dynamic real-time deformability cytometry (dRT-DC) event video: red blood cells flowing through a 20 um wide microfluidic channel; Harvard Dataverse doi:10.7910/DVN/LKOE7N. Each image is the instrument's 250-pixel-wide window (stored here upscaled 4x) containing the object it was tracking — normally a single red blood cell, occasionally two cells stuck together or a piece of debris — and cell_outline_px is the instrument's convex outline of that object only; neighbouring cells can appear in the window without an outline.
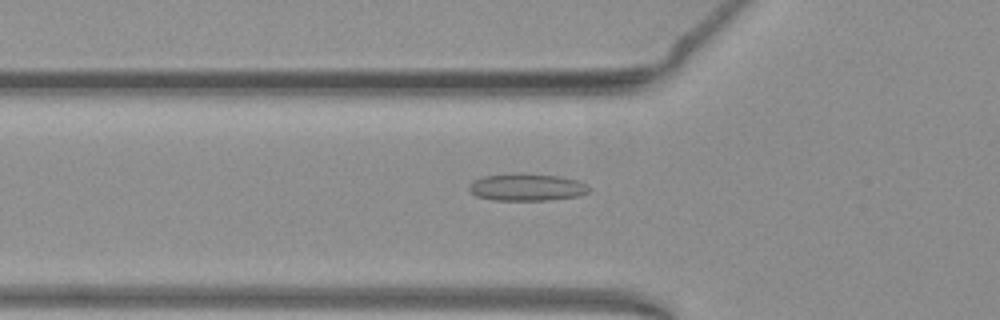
{"species": "common noctule bat (a hibernating species)", "species_latin": "Nyctalus noctula", "temperature_condition": "warm", "stored_images_in_passage": 49, "camera_frame_rate_fps": 3000, "um_per_image_px": 0.085, "animal": {"sex": "female", "body_mass_g": 19.3, "forearm_length_mm": 54.1}, "frame": {"image": 1, "passage_image": 15, "time_ms": 4.667, "image_size_px": [1000, 320], "cell_outline_px": [[592, 188], [588, 192], [576, 196], [548, 200], [492, 200], [476, 196], [468, 188], [468, 184], [472, 180], [484, 176], [560, 176], [576, 180]], "centroid_in_image_um": [44.76, 15.96], "position_along_channel_um": 81.0, "area_um2": 18.09}}
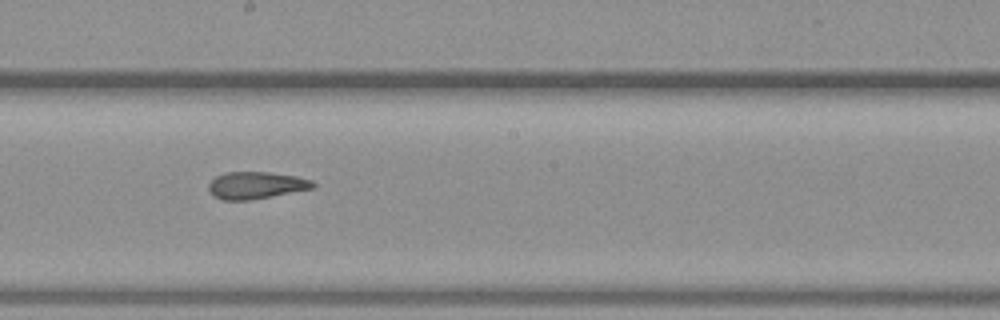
{"frame": {"image": 2, "passage_image": 26, "time_ms": 8.333, "image_size_px": [1000, 320], "cell_outline_px": [[316, 184], [312, 188], [252, 200], [224, 200], [216, 196], [208, 188], [208, 184], [216, 176], [224, 172], [268, 172], [296, 176], [312, 180]], "centroid_in_image_um": [21.76, 15.74], "position_along_channel_um": 226.4, "area_um2": 16.3}}
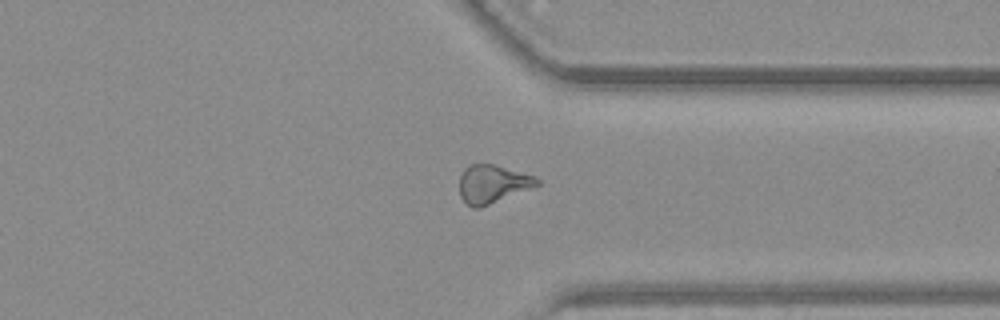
{"frame": {"image": 3, "passage_image": 37, "time_ms": 12.0, "image_size_px": [1000, 320], "cell_outline_px": [[540, 184], [480, 208], [472, 208], [460, 196], [460, 172], [468, 164], [492, 164], [532, 176], [540, 180]], "centroid_in_image_um": [41.81, 15.64], "position_along_channel_um": 369.6, "area_um2": 16.94}, "authors_computed_cell_mechanics": {"area_um2": 17.7446, "velocity_mm_per_s": 3.9505, "shape_relaxation_time_tau1_ms": null, "shape_relaxation_time_tau2_ms": 2.356, "deformation_change_tau1": null, "deformation_change_tau2": 0.1136}}